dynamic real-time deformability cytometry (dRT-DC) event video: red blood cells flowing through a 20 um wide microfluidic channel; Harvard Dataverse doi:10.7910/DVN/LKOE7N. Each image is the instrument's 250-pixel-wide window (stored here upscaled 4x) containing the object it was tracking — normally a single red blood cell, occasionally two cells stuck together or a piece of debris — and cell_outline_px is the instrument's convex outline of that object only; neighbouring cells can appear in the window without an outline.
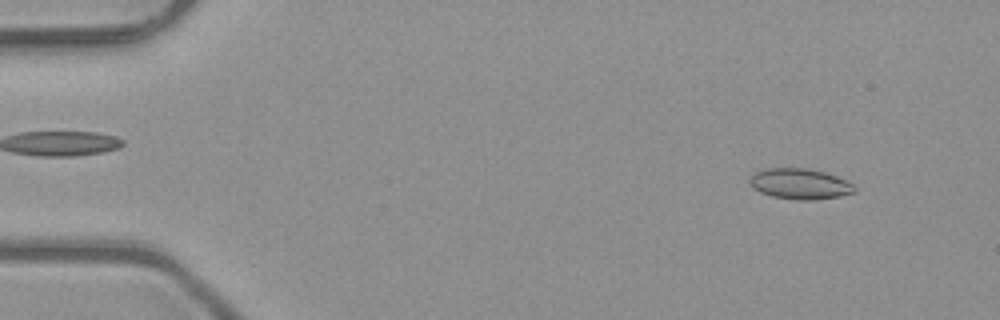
{"species": "common noctule bat (a hibernating species)", "species_latin": "Nyctalus noctula", "temperature_condition": "room temperature", "stored_images_in_passage": 5, "camera_frame_rate_fps": 3000, "um_per_image_px": 0.085, "animal": {"sex": "male", "body_mass_g": 23.1, "forearm_length_mm": 52.7}, "frame": {"image": 1, "passage_image": 2, "time_ms": 0.333, "image_size_px": [1000, 320], "cell_outline_px": [[856, 192], [840, 196], [812, 200], [796, 200], [772, 196], [760, 192], [752, 188], [748, 180], [756, 172], [764, 168], [808, 168], [824, 172], [848, 180], [856, 188]], "centroid_in_image_um": [68.0, 15.63], "position_along_channel_um": 17.0, "area_um2": 18.84}}
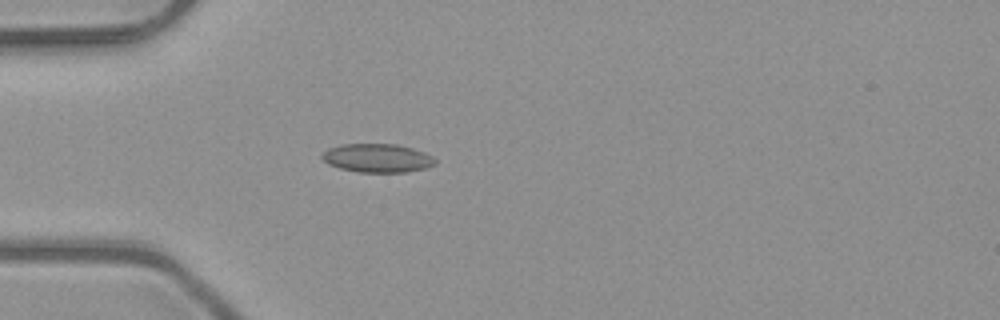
{"frame": {"image": 2, "passage_image": 5, "time_ms": 1.333, "image_size_px": [1000, 320], "cell_outline_px": [[436, 164], [424, 168], [408, 172], [360, 172], [340, 168], [328, 164], [320, 156], [328, 148], [340, 144], [396, 144], [412, 148], [424, 152], [432, 156], [436, 160]], "centroid_in_image_um": [32.07, 13.43], "position_along_channel_um": 52.9, "area_um2": 18.84}}